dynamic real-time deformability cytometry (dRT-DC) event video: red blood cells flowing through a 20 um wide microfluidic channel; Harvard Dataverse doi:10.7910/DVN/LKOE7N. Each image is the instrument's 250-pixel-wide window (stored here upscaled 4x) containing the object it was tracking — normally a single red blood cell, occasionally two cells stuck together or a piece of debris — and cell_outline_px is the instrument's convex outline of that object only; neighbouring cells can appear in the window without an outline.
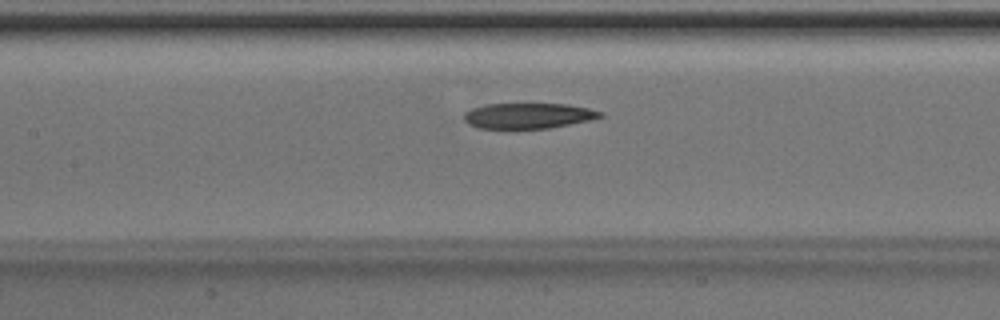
{"species": "Egyptian fruit bat (a non-hibernating species)", "species_latin": "Rousettus aegyptiacus", "temperature_condition": "room temperature", "stored_images_in_passage": 36, "camera_frame_rate_fps": 3000, "um_per_image_px": 0.085, "animal": {"sex": "male"}, "frame": {"image": 1, "passage_image": 14, "time_ms": 4.333, "image_size_px": [1000, 320], "cell_outline_px": [[604, 116], [592, 120], [548, 128], [480, 128], [468, 124], [464, 120], [464, 112], [472, 108], [488, 104], [568, 104], [588, 108], [604, 112]], "centroid_in_image_um": [44.93, 9.83], "position_along_channel_um": 162.5, "area_um2": 20.23}}
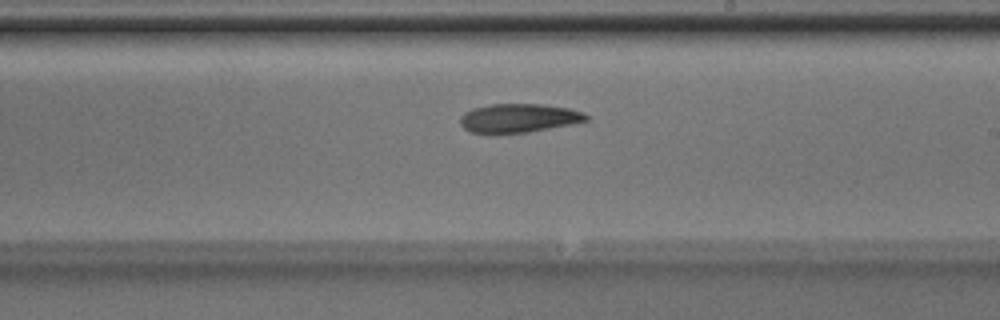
{"frame": {"image": 2, "passage_image": 20, "time_ms": 6.333, "image_size_px": [1000, 320], "cell_outline_px": [[588, 120], [572, 124], [528, 132], [468, 132], [460, 124], [460, 116], [464, 112], [472, 108], [492, 104], [544, 104], [568, 108], [584, 112], [588, 116]], "centroid_in_image_um": [44.09, 10.02], "position_along_channel_um": 244.9, "area_um2": 20.98}}
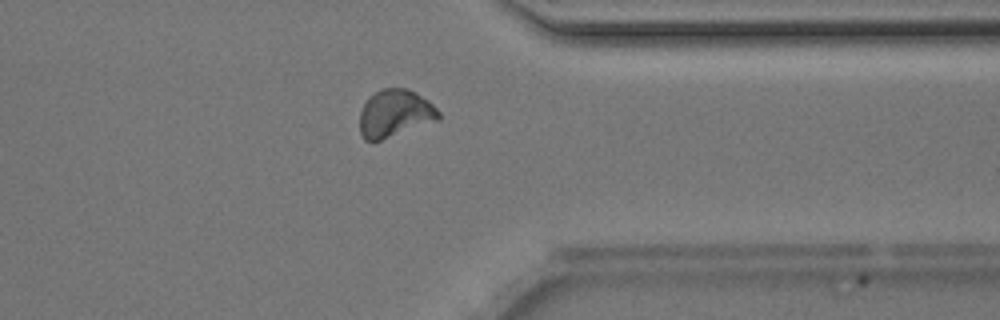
{"frame": {"image": 3, "passage_image": 30, "time_ms": 9.667, "image_size_px": [1000, 320], "cell_outline_px": [[440, 120], [380, 140], [364, 140], [360, 132], [360, 112], [364, 104], [380, 88], [404, 88], [416, 92], [428, 100], [440, 112]], "centroid_in_image_um": [33.59, 9.64], "position_along_channel_um": 377.8, "area_um2": 21.68}, "authors_computed_cell_mechanics": {"area_um2": 21.4727, "velocity_mm_per_s": 4.1359, "shape_relaxation_time_tau1_ms": null, "shape_relaxation_time_tau2_ms": 6.3616, "deformation_change_tau1": null, "deformation_change_tau2": 0.1252}}